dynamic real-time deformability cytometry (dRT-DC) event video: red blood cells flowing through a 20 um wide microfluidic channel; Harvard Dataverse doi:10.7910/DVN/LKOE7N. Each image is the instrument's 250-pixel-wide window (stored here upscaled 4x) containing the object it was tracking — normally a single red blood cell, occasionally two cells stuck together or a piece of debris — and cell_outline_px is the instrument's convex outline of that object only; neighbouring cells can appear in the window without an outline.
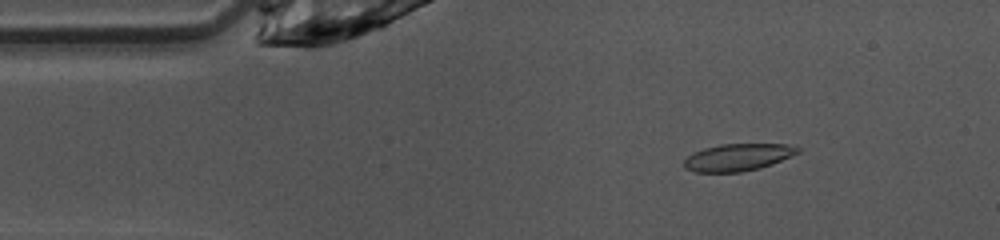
{"species": "common noctule bat (a hibernating species)", "species_latin": "Nyctalus noctula", "temperature_condition": "warm", "stored_images_in_passage": 47, "camera_frame_rate_fps": 3000, "um_per_image_px": 0.085, "animal": {"sex": "female", "body_mass_g": 10.0, "forearm_length_mm": 53.1}, "frame": {"image": 1, "passage_image": 6, "time_ms": 1.667, "image_size_px": [1000, 240], "cell_outline_px": [[800, 152], [772, 164], [760, 168], [740, 172], [696, 172], [684, 168], [684, 160], [692, 152], [704, 148], [720, 144], [788, 144], [800, 148]], "centroid_in_image_um": [62.7, 13.36], "position_along_channel_um": 22.3, "area_um2": 18.03}}
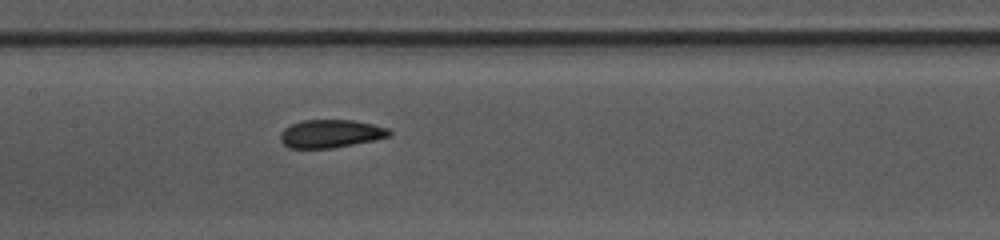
{"frame": {"image": 2, "passage_image": 21, "time_ms": 6.667, "image_size_px": [1000, 240], "cell_outline_px": [[392, 136], [376, 140], [332, 148], [288, 148], [280, 140], [280, 132], [284, 128], [292, 124], [304, 120], [352, 120], [372, 124], [388, 128], [392, 132]], "centroid_in_image_um": [28.12, 11.37], "position_along_channel_um": 179.3, "area_um2": 17.92}}
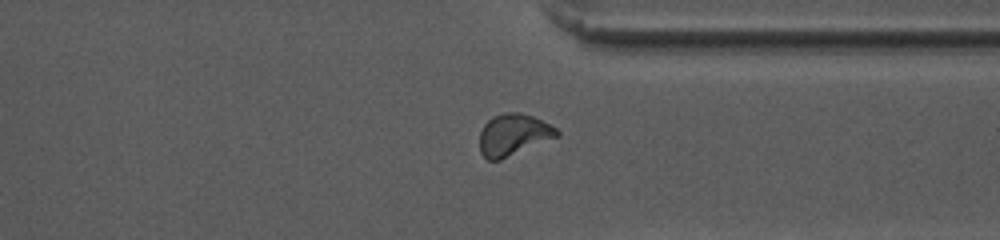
{"frame": {"image": 3, "passage_image": 35, "time_ms": 11.333, "image_size_px": [1000, 240], "cell_outline_px": [[560, 136], [500, 160], [488, 160], [480, 152], [480, 132], [484, 124], [492, 116], [504, 112], [520, 112], [532, 116], [556, 128], [560, 132]], "centroid_in_image_um": [43.63, 11.45], "position_along_channel_um": 367.8, "area_um2": 18.79}, "authors_computed_cell_mechanics": {"area_um2": 18.2648, "velocity_mm_per_s": 4.0866, "shape_relaxation_time_tau1_ms": 4.133, "shape_relaxation_time_tau2_ms": 1.5524, "deformation_change_tau1": 0.1549, "deformation_change_tau2": 0.0788}}